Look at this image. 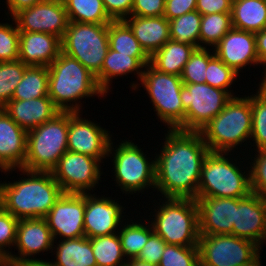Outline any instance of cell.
<instances>
[{
  "instance_id": "1",
  "label": "cell",
  "mask_w": 266,
  "mask_h": 266,
  "mask_svg": "<svg viewBox=\"0 0 266 266\" xmlns=\"http://www.w3.org/2000/svg\"><path fill=\"white\" fill-rule=\"evenodd\" d=\"M167 132L164 146L155 156V189L165 198L196 200L202 163L210 151L199 132Z\"/></svg>"
},
{
  "instance_id": "2",
  "label": "cell",
  "mask_w": 266,
  "mask_h": 266,
  "mask_svg": "<svg viewBox=\"0 0 266 266\" xmlns=\"http://www.w3.org/2000/svg\"><path fill=\"white\" fill-rule=\"evenodd\" d=\"M24 178L0 183V205L18 220L44 218L64 193L50 171L19 168Z\"/></svg>"
},
{
  "instance_id": "3",
  "label": "cell",
  "mask_w": 266,
  "mask_h": 266,
  "mask_svg": "<svg viewBox=\"0 0 266 266\" xmlns=\"http://www.w3.org/2000/svg\"><path fill=\"white\" fill-rule=\"evenodd\" d=\"M48 74V96L60 111L80 112L81 106L76 101L105 94L96 76L77 59L63 52L48 66ZM73 101L75 105L71 104Z\"/></svg>"
},
{
  "instance_id": "4",
  "label": "cell",
  "mask_w": 266,
  "mask_h": 266,
  "mask_svg": "<svg viewBox=\"0 0 266 266\" xmlns=\"http://www.w3.org/2000/svg\"><path fill=\"white\" fill-rule=\"evenodd\" d=\"M209 151L227 152L252 134L250 97H232L224 109L199 131Z\"/></svg>"
},
{
  "instance_id": "5",
  "label": "cell",
  "mask_w": 266,
  "mask_h": 266,
  "mask_svg": "<svg viewBox=\"0 0 266 266\" xmlns=\"http://www.w3.org/2000/svg\"><path fill=\"white\" fill-rule=\"evenodd\" d=\"M68 111H60L44 124L27 131L26 160L30 171H52L67 151Z\"/></svg>"
},
{
  "instance_id": "6",
  "label": "cell",
  "mask_w": 266,
  "mask_h": 266,
  "mask_svg": "<svg viewBox=\"0 0 266 266\" xmlns=\"http://www.w3.org/2000/svg\"><path fill=\"white\" fill-rule=\"evenodd\" d=\"M150 224L167 244L198 246L199 220L195 199L165 198Z\"/></svg>"
},
{
  "instance_id": "7",
  "label": "cell",
  "mask_w": 266,
  "mask_h": 266,
  "mask_svg": "<svg viewBox=\"0 0 266 266\" xmlns=\"http://www.w3.org/2000/svg\"><path fill=\"white\" fill-rule=\"evenodd\" d=\"M224 154L228 155L227 152L210 151L204 158L197 197L243 198L252 192L250 171L243 173Z\"/></svg>"
},
{
  "instance_id": "8",
  "label": "cell",
  "mask_w": 266,
  "mask_h": 266,
  "mask_svg": "<svg viewBox=\"0 0 266 266\" xmlns=\"http://www.w3.org/2000/svg\"><path fill=\"white\" fill-rule=\"evenodd\" d=\"M61 44L63 53L97 76L109 49L108 24L69 22Z\"/></svg>"
},
{
  "instance_id": "9",
  "label": "cell",
  "mask_w": 266,
  "mask_h": 266,
  "mask_svg": "<svg viewBox=\"0 0 266 266\" xmlns=\"http://www.w3.org/2000/svg\"><path fill=\"white\" fill-rule=\"evenodd\" d=\"M141 84L149 94L157 116L170 130L184 131L185 110L180 99L183 82L180 76L162 73L150 64L145 66Z\"/></svg>"
},
{
  "instance_id": "10",
  "label": "cell",
  "mask_w": 266,
  "mask_h": 266,
  "mask_svg": "<svg viewBox=\"0 0 266 266\" xmlns=\"http://www.w3.org/2000/svg\"><path fill=\"white\" fill-rule=\"evenodd\" d=\"M234 97L207 83L183 84L180 99L185 110L184 131L199 132Z\"/></svg>"
},
{
  "instance_id": "11",
  "label": "cell",
  "mask_w": 266,
  "mask_h": 266,
  "mask_svg": "<svg viewBox=\"0 0 266 266\" xmlns=\"http://www.w3.org/2000/svg\"><path fill=\"white\" fill-rule=\"evenodd\" d=\"M260 247L231 234L199 235L200 266H238L252 262Z\"/></svg>"
},
{
  "instance_id": "12",
  "label": "cell",
  "mask_w": 266,
  "mask_h": 266,
  "mask_svg": "<svg viewBox=\"0 0 266 266\" xmlns=\"http://www.w3.org/2000/svg\"><path fill=\"white\" fill-rule=\"evenodd\" d=\"M113 152L114 176L124 192H140L146 187L155 188V158L148 162L146 155L132 141H122Z\"/></svg>"
},
{
  "instance_id": "13",
  "label": "cell",
  "mask_w": 266,
  "mask_h": 266,
  "mask_svg": "<svg viewBox=\"0 0 266 266\" xmlns=\"http://www.w3.org/2000/svg\"><path fill=\"white\" fill-rule=\"evenodd\" d=\"M99 163L91 156L66 151L51 172L64 193H87L101 178Z\"/></svg>"
},
{
  "instance_id": "14",
  "label": "cell",
  "mask_w": 266,
  "mask_h": 266,
  "mask_svg": "<svg viewBox=\"0 0 266 266\" xmlns=\"http://www.w3.org/2000/svg\"><path fill=\"white\" fill-rule=\"evenodd\" d=\"M111 141L105 128L81 118L80 112L68 111L67 151L88 155L101 162L112 154Z\"/></svg>"
},
{
  "instance_id": "15",
  "label": "cell",
  "mask_w": 266,
  "mask_h": 266,
  "mask_svg": "<svg viewBox=\"0 0 266 266\" xmlns=\"http://www.w3.org/2000/svg\"><path fill=\"white\" fill-rule=\"evenodd\" d=\"M19 31L50 33L62 39L68 16L62 0H42L13 16Z\"/></svg>"
},
{
  "instance_id": "16",
  "label": "cell",
  "mask_w": 266,
  "mask_h": 266,
  "mask_svg": "<svg viewBox=\"0 0 266 266\" xmlns=\"http://www.w3.org/2000/svg\"><path fill=\"white\" fill-rule=\"evenodd\" d=\"M85 193H63L44 217L54 240L57 235L64 239L85 236Z\"/></svg>"
},
{
  "instance_id": "17",
  "label": "cell",
  "mask_w": 266,
  "mask_h": 266,
  "mask_svg": "<svg viewBox=\"0 0 266 266\" xmlns=\"http://www.w3.org/2000/svg\"><path fill=\"white\" fill-rule=\"evenodd\" d=\"M199 235L232 234L238 198L197 197Z\"/></svg>"
},
{
  "instance_id": "18",
  "label": "cell",
  "mask_w": 266,
  "mask_h": 266,
  "mask_svg": "<svg viewBox=\"0 0 266 266\" xmlns=\"http://www.w3.org/2000/svg\"><path fill=\"white\" fill-rule=\"evenodd\" d=\"M231 235L252 241L262 249L261 243L266 240V198L253 192L238 198Z\"/></svg>"
},
{
  "instance_id": "19",
  "label": "cell",
  "mask_w": 266,
  "mask_h": 266,
  "mask_svg": "<svg viewBox=\"0 0 266 266\" xmlns=\"http://www.w3.org/2000/svg\"><path fill=\"white\" fill-rule=\"evenodd\" d=\"M94 195L85 193L84 232L89 239L116 233L123 217V206L110 198Z\"/></svg>"
},
{
  "instance_id": "20",
  "label": "cell",
  "mask_w": 266,
  "mask_h": 266,
  "mask_svg": "<svg viewBox=\"0 0 266 266\" xmlns=\"http://www.w3.org/2000/svg\"><path fill=\"white\" fill-rule=\"evenodd\" d=\"M214 47V54L238 74L248 64H259L253 32L232 28Z\"/></svg>"
},
{
  "instance_id": "21",
  "label": "cell",
  "mask_w": 266,
  "mask_h": 266,
  "mask_svg": "<svg viewBox=\"0 0 266 266\" xmlns=\"http://www.w3.org/2000/svg\"><path fill=\"white\" fill-rule=\"evenodd\" d=\"M16 247L19 256L10 254L5 261L10 263L29 260L41 251H48L54 245V238L45 218L20 219L17 224ZM28 257V258H27Z\"/></svg>"
},
{
  "instance_id": "22",
  "label": "cell",
  "mask_w": 266,
  "mask_h": 266,
  "mask_svg": "<svg viewBox=\"0 0 266 266\" xmlns=\"http://www.w3.org/2000/svg\"><path fill=\"white\" fill-rule=\"evenodd\" d=\"M27 131L0 108V169L10 172L23 168L26 160ZM16 167V168H15Z\"/></svg>"
},
{
  "instance_id": "23",
  "label": "cell",
  "mask_w": 266,
  "mask_h": 266,
  "mask_svg": "<svg viewBox=\"0 0 266 266\" xmlns=\"http://www.w3.org/2000/svg\"><path fill=\"white\" fill-rule=\"evenodd\" d=\"M62 52L61 38L50 33L20 31L19 60L48 67Z\"/></svg>"
},
{
  "instance_id": "24",
  "label": "cell",
  "mask_w": 266,
  "mask_h": 266,
  "mask_svg": "<svg viewBox=\"0 0 266 266\" xmlns=\"http://www.w3.org/2000/svg\"><path fill=\"white\" fill-rule=\"evenodd\" d=\"M3 109L26 131L44 124L60 112L49 96L31 100H10Z\"/></svg>"
},
{
  "instance_id": "25",
  "label": "cell",
  "mask_w": 266,
  "mask_h": 266,
  "mask_svg": "<svg viewBox=\"0 0 266 266\" xmlns=\"http://www.w3.org/2000/svg\"><path fill=\"white\" fill-rule=\"evenodd\" d=\"M128 18V19H127ZM123 21L132 30L145 53L151 57L170 38L169 20L164 16L141 17L130 15Z\"/></svg>"
},
{
  "instance_id": "26",
  "label": "cell",
  "mask_w": 266,
  "mask_h": 266,
  "mask_svg": "<svg viewBox=\"0 0 266 266\" xmlns=\"http://www.w3.org/2000/svg\"><path fill=\"white\" fill-rule=\"evenodd\" d=\"M148 64H150V57H131L109 48L104 58L101 72L96 76L97 83L106 95L113 77L126 75L133 71L135 74L136 71L139 80H141L143 71L140 69Z\"/></svg>"
},
{
  "instance_id": "27",
  "label": "cell",
  "mask_w": 266,
  "mask_h": 266,
  "mask_svg": "<svg viewBox=\"0 0 266 266\" xmlns=\"http://www.w3.org/2000/svg\"><path fill=\"white\" fill-rule=\"evenodd\" d=\"M196 48L170 39L150 57V65L159 72L181 76L185 64Z\"/></svg>"
},
{
  "instance_id": "28",
  "label": "cell",
  "mask_w": 266,
  "mask_h": 266,
  "mask_svg": "<svg viewBox=\"0 0 266 266\" xmlns=\"http://www.w3.org/2000/svg\"><path fill=\"white\" fill-rule=\"evenodd\" d=\"M233 28L253 33L266 28V0H232Z\"/></svg>"
},
{
  "instance_id": "29",
  "label": "cell",
  "mask_w": 266,
  "mask_h": 266,
  "mask_svg": "<svg viewBox=\"0 0 266 266\" xmlns=\"http://www.w3.org/2000/svg\"><path fill=\"white\" fill-rule=\"evenodd\" d=\"M57 246L54 266H97L89 238L64 239Z\"/></svg>"
},
{
  "instance_id": "30",
  "label": "cell",
  "mask_w": 266,
  "mask_h": 266,
  "mask_svg": "<svg viewBox=\"0 0 266 266\" xmlns=\"http://www.w3.org/2000/svg\"><path fill=\"white\" fill-rule=\"evenodd\" d=\"M48 83V67L28 66L11 100H31L48 96Z\"/></svg>"
},
{
  "instance_id": "31",
  "label": "cell",
  "mask_w": 266,
  "mask_h": 266,
  "mask_svg": "<svg viewBox=\"0 0 266 266\" xmlns=\"http://www.w3.org/2000/svg\"><path fill=\"white\" fill-rule=\"evenodd\" d=\"M69 22L109 24L102 0H62Z\"/></svg>"
},
{
  "instance_id": "32",
  "label": "cell",
  "mask_w": 266,
  "mask_h": 266,
  "mask_svg": "<svg viewBox=\"0 0 266 266\" xmlns=\"http://www.w3.org/2000/svg\"><path fill=\"white\" fill-rule=\"evenodd\" d=\"M108 40L111 50L131 57H149L123 20L108 24Z\"/></svg>"
},
{
  "instance_id": "33",
  "label": "cell",
  "mask_w": 266,
  "mask_h": 266,
  "mask_svg": "<svg viewBox=\"0 0 266 266\" xmlns=\"http://www.w3.org/2000/svg\"><path fill=\"white\" fill-rule=\"evenodd\" d=\"M97 266H125L118 233L90 238Z\"/></svg>"
},
{
  "instance_id": "34",
  "label": "cell",
  "mask_w": 266,
  "mask_h": 266,
  "mask_svg": "<svg viewBox=\"0 0 266 266\" xmlns=\"http://www.w3.org/2000/svg\"><path fill=\"white\" fill-rule=\"evenodd\" d=\"M201 17L202 15L194 10L169 20L170 38L199 48Z\"/></svg>"
},
{
  "instance_id": "35",
  "label": "cell",
  "mask_w": 266,
  "mask_h": 266,
  "mask_svg": "<svg viewBox=\"0 0 266 266\" xmlns=\"http://www.w3.org/2000/svg\"><path fill=\"white\" fill-rule=\"evenodd\" d=\"M232 28L231 13L202 15L199 34V48L204 47L200 43H205L206 45L214 47Z\"/></svg>"
},
{
  "instance_id": "36",
  "label": "cell",
  "mask_w": 266,
  "mask_h": 266,
  "mask_svg": "<svg viewBox=\"0 0 266 266\" xmlns=\"http://www.w3.org/2000/svg\"><path fill=\"white\" fill-rule=\"evenodd\" d=\"M144 225L143 223L132 222L131 224L130 222V224L122 226L118 232L123 253L128 260L138 257L149 236L154 232L152 227H148V223Z\"/></svg>"
},
{
  "instance_id": "37",
  "label": "cell",
  "mask_w": 266,
  "mask_h": 266,
  "mask_svg": "<svg viewBox=\"0 0 266 266\" xmlns=\"http://www.w3.org/2000/svg\"><path fill=\"white\" fill-rule=\"evenodd\" d=\"M28 65L22 61L0 62V108H3L13 97L16 86L23 78Z\"/></svg>"
},
{
  "instance_id": "38",
  "label": "cell",
  "mask_w": 266,
  "mask_h": 266,
  "mask_svg": "<svg viewBox=\"0 0 266 266\" xmlns=\"http://www.w3.org/2000/svg\"><path fill=\"white\" fill-rule=\"evenodd\" d=\"M252 109V134L256 148H266V91L259 85L257 94L250 96Z\"/></svg>"
},
{
  "instance_id": "39",
  "label": "cell",
  "mask_w": 266,
  "mask_h": 266,
  "mask_svg": "<svg viewBox=\"0 0 266 266\" xmlns=\"http://www.w3.org/2000/svg\"><path fill=\"white\" fill-rule=\"evenodd\" d=\"M206 83L212 87H216L226 92H230L228 88L232 82L236 80L238 73L222 62L213 51V54L208 49V66L206 68Z\"/></svg>"
},
{
  "instance_id": "40",
  "label": "cell",
  "mask_w": 266,
  "mask_h": 266,
  "mask_svg": "<svg viewBox=\"0 0 266 266\" xmlns=\"http://www.w3.org/2000/svg\"><path fill=\"white\" fill-rule=\"evenodd\" d=\"M158 266H200L198 246L166 244Z\"/></svg>"
},
{
  "instance_id": "41",
  "label": "cell",
  "mask_w": 266,
  "mask_h": 266,
  "mask_svg": "<svg viewBox=\"0 0 266 266\" xmlns=\"http://www.w3.org/2000/svg\"><path fill=\"white\" fill-rule=\"evenodd\" d=\"M208 66V50L205 47L196 48L185 64L181 73L183 84L206 83V68Z\"/></svg>"
},
{
  "instance_id": "42",
  "label": "cell",
  "mask_w": 266,
  "mask_h": 266,
  "mask_svg": "<svg viewBox=\"0 0 266 266\" xmlns=\"http://www.w3.org/2000/svg\"><path fill=\"white\" fill-rule=\"evenodd\" d=\"M19 34L17 24L0 23V62L19 59Z\"/></svg>"
},
{
  "instance_id": "43",
  "label": "cell",
  "mask_w": 266,
  "mask_h": 266,
  "mask_svg": "<svg viewBox=\"0 0 266 266\" xmlns=\"http://www.w3.org/2000/svg\"><path fill=\"white\" fill-rule=\"evenodd\" d=\"M18 221L0 205V260H5L11 254L5 248L16 244Z\"/></svg>"
},
{
  "instance_id": "44",
  "label": "cell",
  "mask_w": 266,
  "mask_h": 266,
  "mask_svg": "<svg viewBox=\"0 0 266 266\" xmlns=\"http://www.w3.org/2000/svg\"><path fill=\"white\" fill-rule=\"evenodd\" d=\"M250 166L251 191L266 198V148L259 149Z\"/></svg>"
},
{
  "instance_id": "45",
  "label": "cell",
  "mask_w": 266,
  "mask_h": 266,
  "mask_svg": "<svg viewBox=\"0 0 266 266\" xmlns=\"http://www.w3.org/2000/svg\"><path fill=\"white\" fill-rule=\"evenodd\" d=\"M166 244L158 234L153 232L136 259L158 265Z\"/></svg>"
},
{
  "instance_id": "46",
  "label": "cell",
  "mask_w": 266,
  "mask_h": 266,
  "mask_svg": "<svg viewBox=\"0 0 266 266\" xmlns=\"http://www.w3.org/2000/svg\"><path fill=\"white\" fill-rule=\"evenodd\" d=\"M165 0H134L132 16L156 17L163 16Z\"/></svg>"
},
{
  "instance_id": "47",
  "label": "cell",
  "mask_w": 266,
  "mask_h": 266,
  "mask_svg": "<svg viewBox=\"0 0 266 266\" xmlns=\"http://www.w3.org/2000/svg\"><path fill=\"white\" fill-rule=\"evenodd\" d=\"M108 16L113 21H120L131 15L134 0H102Z\"/></svg>"
},
{
  "instance_id": "48",
  "label": "cell",
  "mask_w": 266,
  "mask_h": 266,
  "mask_svg": "<svg viewBox=\"0 0 266 266\" xmlns=\"http://www.w3.org/2000/svg\"><path fill=\"white\" fill-rule=\"evenodd\" d=\"M197 0H165V10L163 16L168 20L182 16L188 12L196 10Z\"/></svg>"
},
{
  "instance_id": "49",
  "label": "cell",
  "mask_w": 266,
  "mask_h": 266,
  "mask_svg": "<svg viewBox=\"0 0 266 266\" xmlns=\"http://www.w3.org/2000/svg\"><path fill=\"white\" fill-rule=\"evenodd\" d=\"M232 0H197L196 11L201 15L231 13Z\"/></svg>"
},
{
  "instance_id": "50",
  "label": "cell",
  "mask_w": 266,
  "mask_h": 266,
  "mask_svg": "<svg viewBox=\"0 0 266 266\" xmlns=\"http://www.w3.org/2000/svg\"><path fill=\"white\" fill-rule=\"evenodd\" d=\"M255 39L259 64H262L264 67L266 65V28L262 31L256 32ZM264 68V78H266V66Z\"/></svg>"
},
{
  "instance_id": "51",
  "label": "cell",
  "mask_w": 266,
  "mask_h": 266,
  "mask_svg": "<svg viewBox=\"0 0 266 266\" xmlns=\"http://www.w3.org/2000/svg\"><path fill=\"white\" fill-rule=\"evenodd\" d=\"M42 0H6L8 10L11 13V16H14L20 10L32 7L35 4H38Z\"/></svg>"
},
{
  "instance_id": "52",
  "label": "cell",
  "mask_w": 266,
  "mask_h": 266,
  "mask_svg": "<svg viewBox=\"0 0 266 266\" xmlns=\"http://www.w3.org/2000/svg\"><path fill=\"white\" fill-rule=\"evenodd\" d=\"M14 264L16 266H54L51 262L35 258H31L29 260H24L21 262H15Z\"/></svg>"
},
{
  "instance_id": "53",
  "label": "cell",
  "mask_w": 266,
  "mask_h": 266,
  "mask_svg": "<svg viewBox=\"0 0 266 266\" xmlns=\"http://www.w3.org/2000/svg\"><path fill=\"white\" fill-rule=\"evenodd\" d=\"M126 261L127 263L125 266H158L157 264L140 261L138 259H130Z\"/></svg>"
},
{
  "instance_id": "54",
  "label": "cell",
  "mask_w": 266,
  "mask_h": 266,
  "mask_svg": "<svg viewBox=\"0 0 266 266\" xmlns=\"http://www.w3.org/2000/svg\"><path fill=\"white\" fill-rule=\"evenodd\" d=\"M260 255H258L252 262L243 264V265H238V266H262L260 264Z\"/></svg>"
},
{
  "instance_id": "55",
  "label": "cell",
  "mask_w": 266,
  "mask_h": 266,
  "mask_svg": "<svg viewBox=\"0 0 266 266\" xmlns=\"http://www.w3.org/2000/svg\"><path fill=\"white\" fill-rule=\"evenodd\" d=\"M0 266H16V265L14 263H10L5 260H0Z\"/></svg>"
},
{
  "instance_id": "56",
  "label": "cell",
  "mask_w": 266,
  "mask_h": 266,
  "mask_svg": "<svg viewBox=\"0 0 266 266\" xmlns=\"http://www.w3.org/2000/svg\"><path fill=\"white\" fill-rule=\"evenodd\" d=\"M260 86L266 91V78L262 79Z\"/></svg>"
}]
</instances>
